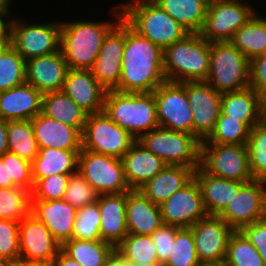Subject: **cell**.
<instances>
[{"label": "cell", "instance_id": "1", "mask_svg": "<svg viewBox=\"0 0 266 266\" xmlns=\"http://www.w3.org/2000/svg\"><path fill=\"white\" fill-rule=\"evenodd\" d=\"M164 50L141 36L125 22V46L121 79L114 90L120 92H153L165 83Z\"/></svg>", "mask_w": 266, "mask_h": 266}, {"label": "cell", "instance_id": "2", "mask_svg": "<svg viewBox=\"0 0 266 266\" xmlns=\"http://www.w3.org/2000/svg\"><path fill=\"white\" fill-rule=\"evenodd\" d=\"M112 7L116 21L61 22L60 50L69 69L91 70L106 34L122 18L120 5ZM117 17V18H116Z\"/></svg>", "mask_w": 266, "mask_h": 266}, {"label": "cell", "instance_id": "3", "mask_svg": "<svg viewBox=\"0 0 266 266\" xmlns=\"http://www.w3.org/2000/svg\"><path fill=\"white\" fill-rule=\"evenodd\" d=\"M103 111L136 140L159 126L154 92L107 90Z\"/></svg>", "mask_w": 266, "mask_h": 266}, {"label": "cell", "instance_id": "4", "mask_svg": "<svg viewBox=\"0 0 266 266\" xmlns=\"http://www.w3.org/2000/svg\"><path fill=\"white\" fill-rule=\"evenodd\" d=\"M210 68V42L200 33H188L166 47L163 69L169 82L206 81Z\"/></svg>", "mask_w": 266, "mask_h": 266}, {"label": "cell", "instance_id": "5", "mask_svg": "<svg viewBox=\"0 0 266 266\" xmlns=\"http://www.w3.org/2000/svg\"><path fill=\"white\" fill-rule=\"evenodd\" d=\"M119 5L122 19L163 50L189 33L153 0H131Z\"/></svg>", "mask_w": 266, "mask_h": 266}, {"label": "cell", "instance_id": "6", "mask_svg": "<svg viewBox=\"0 0 266 266\" xmlns=\"http://www.w3.org/2000/svg\"><path fill=\"white\" fill-rule=\"evenodd\" d=\"M206 82L220 94L248 88L250 61L230 41L211 42Z\"/></svg>", "mask_w": 266, "mask_h": 266}, {"label": "cell", "instance_id": "7", "mask_svg": "<svg viewBox=\"0 0 266 266\" xmlns=\"http://www.w3.org/2000/svg\"><path fill=\"white\" fill-rule=\"evenodd\" d=\"M138 141L167 165H182L194 170L200 166L201 142L193 134L158 126Z\"/></svg>", "mask_w": 266, "mask_h": 266}, {"label": "cell", "instance_id": "8", "mask_svg": "<svg viewBox=\"0 0 266 266\" xmlns=\"http://www.w3.org/2000/svg\"><path fill=\"white\" fill-rule=\"evenodd\" d=\"M81 137L83 150L120 159L136 141L104 111L88 114Z\"/></svg>", "mask_w": 266, "mask_h": 266}, {"label": "cell", "instance_id": "9", "mask_svg": "<svg viewBox=\"0 0 266 266\" xmlns=\"http://www.w3.org/2000/svg\"><path fill=\"white\" fill-rule=\"evenodd\" d=\"M200 167L210 175L228 180H254L247 145L200 144Z\"/></svg>", "mask_w": 266, "mask_h": 266}, {"label": "cell", "instance_id": "10", "mask_svg": "<svg viewBox=\"0 0 266 266\" xmlns=\"http://www.w3.org/2000/svg\"><path fill=\"white\" fill-rule=\"evenodd\" d=\"M257 11L243 0H209L201 36L208 42L230 41Z\"/></svg>", "mask_w": 266, "mask_h": 266}, {"label": "cell", "instance_id": "11", "mask_svg": "<svg viewBox=\"0 0 266 266\" xmlns=\"http://www.w3.org/2000/svg\"><path fill=\"white\" fill-rule=\"evenodd\" d=\"M60 22L27 24L12 18L10 44L25 60L56 53L60 50Z\"/></svg>", "mask_w": 266, "mask_h": 266}, {"label": "cell", "instance_id": "12", "mask_svg": "<svg viewBox=\"0 0 266 266\" xmlns=\"http://www.w3.org/2000/svg\"><path fill=\"white\" fill-rule=\"evenodd\" d=\"M78 172L98 195L131 191L120 158L81 149Z\"/></svg>", "mask_w": 266, "mask_h": 266}, {"label": "cell", "instance_id": "13", "mask_svg": "<svg viewBox=\"0 0 266 266\" xmlns=\"http://www.w3.org/2000/svg\"><path fill=\"white\" fill-rule=\"evenodd\" d=\"M153 92L158 125L193 134V114L186 94V82L166 81Z\"/></svg>", "mask_w": 266, "mask_h": 266}, {"label": "cell", "instance_id": "14", "mask_svg": "<svg viewBox=\"0 0 266 266\" xmlns=\"http://www.w3.org/2000/svg\"><path fill=\"white\" fill-rule=\"evenodd\" d=\"M19 249L20 260L33 265H50L61 250V244L29 213L19 223Z\"/></svg>", "mask_w": 266, "mask_h": 266}, {"label": "cell", "instance_id": "15", "mask_svg": "<svg viewBox=\"0 0 266 266\" xmlns=\"http://www.w3.org/2000/svg\"><path fill=\"white\" fill-rule=\"evenodd\" d=\"M234 231L266 218V181L245 183L219 215Z\"/></svg>", "mask_w": 266, "mask_h": 266}, {"label": "cell", "instance_id": "16", "mask_svg": "<svg viewBox=\"0 0 266 266\" xmlns=\"http://www.w3.org/2000/svg\"><path fill=\"white\" fill-rule=\"evenodd\" d=\"M186 94L193 114V135L202 142L214 131L222 94L206 81L186 82Z\"/></svg>", "mask_w": 266, "mask_h": 266}, {"label": "cell", "instance_id": "17", "mask_svg": "<svg viewBox=\"0 0 266 266\" xmlns=\"http://www.w3.org/2000/svg\"><path fill=\"white\" fill-rule=\"evenodd\" d=\"M201 264L224 262L234 230L219 216L208 215L190 227Z\"/></svg>", "mask_w": 266, "mask_h": 266}, {"label": "cell", "instance_id": "18", "mask_svg": "<svg viewBox=\"0 0 266 266\" xmlns=\"http://www.w3.org/2000/svg\"><path fill=\"white\" fill-rule=\"evenodd\" d=\"M159 207L164 224L180 228H190L208 216L199 186L194 178Z\"/></svg>", "mask_w": 266, "mask_h": 266}, {"label": "cell", "instance_id": "19", "mask_svg": "<svg viewBox=\"0 0 266 266\" xmlns=\"http://www.w3.org/2000/svg\"><path fill=\"white\" fill-rule=\"evenodd\" d=\"M124 46L125 21L121 18L106 34L91 68L95 78L107 90L114 89L120 82Z\"/></svg>", "mask_w": 266, "mask_h": 266}, {"label": "cell", "instance_id": "20", "mask_svg": "<svg viewBox=\"0 0 266 266\" xmlns=\"http://www.w3.org/2000/svg\"><path fill=\"white\" fill-rule=\"evenodd\" d=\"M69 66L59 50L56 53L34 57L26 61V83L42 94L61 91Z\"/></svg>", "mask_w": 266, "mask_h": 266}, {"label": "cell", "instance_id": "21", "mask_svg": "<svg viewBox=\"0 0 266 266\" xmlns=\"http://www.w3.org/2000/svg\"><path fill=\"white\" fill-rule=\"evenodd\" d=\"M30 213L40 220L62 245L72 239L77 209L60 200H30Z\"/></svg>", "mask_w": 266, "mask_h": 266}, {"label": "cell", "instance_id": "22", "mask_svg": "<svg viewBox=\"0 0 266 266\" xmlns=\"http://www.w3.org/2000/svg\"><path fill=\"white\" fill-rule=\"evenodd\" d=\"M62 91L88 114L104 109L105 89L91 70L69 69Z\"/></svg>", "mask_w": 266, "mask_h": 266}, {"label": "cell", "instance_id": "23", "mask_svg": "<svg viewBox=\"0 0 266 266\" xmlns=\"http://www.w3.org/2000/svg\"><path fill=\"white\" fill-rule=\"evenodd\" d=\"M193 178L199 186L205 210L211 216H219L247 183L210 175L200 166L194 170Z\"/></svg>", "mask_w": 266, "mask_h": 266}, {"label": "cell", "instance_id": "24", "mask_svg": "<svg viewBox=\"0 0 266 266\" xmlns=\"http://www.w3.org/2000/svg\"><path fill=\"white\" fill-rule=\"evenodd\" d=\"M43 94L30 84L0 92V119L32 120L42 111Z\"/></svg>", "mask_w": 266, "mask_h": 266}, {"label": "cell", "instance_id": "25", "mask_svg": "<svg viewBox=\"0 0 266 266\" xmlns=\"http://www.w3.org/2000/svg\"><path fill=\"white\" fill-rule=\"evenodd\" d=\"M101 240L115 248L128 235L126 224V192L98 195Z\"/></svg>", "mask_w": 266, "mask_h": 266}, {"label": "cell", "instance_id": "26", "mask_svg": "<svg viewBox=\"0 0 266 266\" xmlns=\"http://www.w3.org/2000/svg\"><path fill=\"white\" fill-rule=\"evenodd\" d=\"M121 160L131 190L140 189L167 166L161 158L147 150L138 140L131 145Z\"/></svg>", "mask_w": 266, "mask_h": 266}, {"label": "cell", "instance_id": "27", "mask_svg": "<svg viewBox=\"0 0 266 266\" xmlns=\"http://www.w3.org/2000/svg\"><path fill=\"white\" fill-rule=\"evenodd\" d=\"M39 148L81 150V133L74 127L39 113L31 120Z\"/></svg>", "mask_w": 266, "mask_h": 266}, {"label": "cell", "instance_id": "28", "mask_svg": "<svg viewBox=\"0 0 266 266\" xmlns=\"http://www.w3.org/2000/svg\"><path fill=\"white\" fill-rule=\"evenodd\" d=\"M126 224L128 234L151 235L164 224L159 205L138 190L126 192Z\"/></svg>", "mask_w": 266, "mask_h": 266}, {"label": "cell", "instance_id": "29", "mask_svg": "<svg viewBox=\"0 0 266 266\" xmlns=\"http://www.w3.org/2000/svg\"><path fill=\"white\" fill-rule=\"evenodd\" d=\"M194 169L182 165H167L155 177L146 182L138 191L154 204L160 205L176 191L193 179Z\"/></svg>", "mask_w": 266, "mask_h": 266}, {"label": "cell", "instance_id": "30", "mask_svg": "<svg viewBox=\"0 0 266 266\" xmlns=\"http://www.w3.org/2000/svg\"><path fill=\"white\" fill-rule=\"evenodd\" d=\"M220 113L239 119L251 130L260 123L261 96L251 87L224 93L221 96Z\"/></svg>", "mask_w": 266, "mask_h": 266}, {"label": "cell", "instance_id": "31", "mask_svg": "<svg viewBox=\"0 0 266 266\" xmlns=\"http://www.w3.org/2000/svg\"><path fill=\"white\" fill-rule=\"evenodd\" d=\"M81 150H62L57 148H39L32 162V178L43 179L49 176L71 175L78 171Z\"/></svg>", "mask_w": 266, "mask_h": 266}, {"label": "cell", "instance_id": "32", "mask_svg": "<svg viewBox=\"0 0 266 266\" xmlns=\"http://www.w3.org/2000/svg\"><path fill=\"white\" fill-rule=\"evenodd\" d=\"M41 113L76 128L81 134L88 116V113L62 90L43 94Z\"/></svg>", "mask_w": 266, "mask_h": 266}, {"label": "cell", "instance_id": "33", "mask_svg": "<svg viewBox=\"0 0 266 266\" xmlns=\"http://www.w3.org/2000/svg\"><path fill=\"white\" fill-rule=\"evenodd\" d=\"M189 33H200L209 0H153Z\"/></svg>", "mask_w": 266, "mask_h": 266}, {"label": "cell", "instance_id": "34", "mask_svg": "<svg viewBox=\"0 0 266 266\" xmlns=\"http://www.w3.org/2000/svg\"><path fill=\"white\" fill-rule=\"evenodd\" d=\"M230 42L251 61L266 52V17L256 13L240 27Z\"/></svg>", "mask_w": 266, "mask_h": 266}, {"label": "cell", "instance_id": "35", "mask_svg": "<svg viewBox=\"0 0 266 266\" xmlns=\"http://www.w3.org/2000/svg\"><path fill=\"white\" fill-rule=\"evenodd\" d=\"M61 250L81 266H104L115 247L102 240L72 238L61 245Z\"/></svg>", "mask_w": 266, "mask_h": 266}, {"label": "cell", "instance_id": "36", "mask_svg": "<svg viewBox=\"0 0 266 266\" xmlns=\"http://www.w3.org/2000/svg\"><path fill=\"white\" fill-rule=\"evenodd\" d=\"M8 152L29 162L38 155L39 147L31 120L7 121Z\"/></svg>", "mask_w": 266, "mask_h": 266}, {"label": "cell", "instance_id": "37", "mask_svg": "<svg viewBox=\"0 0 266 266\" xmlns=\"http://www.w3.org/2000/svg\"><path fill=\"white\" fill-rule=\"evenodd\" d=\"M224 264L226 266H265L257 249L241 231H234L231 234Z\"/></svg>", "mask_w": 266, "mask_h": 266}, {"label": "cell", "instance_id": "38", "mask_svg": "<svg viewBox=\"0 0 266 266\" xmlns=\"http://www.w3.org/2000/svg\"><path fill=\"white\" fill-rule=\"evenodd\" d=\"M250 129L239 119L219 114L214 131L201 144L247 145Z\"/></svg>", "mask_w": 266, "mask_h": 266}, {"label": "cell", "instance_id": "39", "mask_svg": "<svg viewBox=\"0 0 266 266\" xmlns=\"http://www.w3.org/2000/svg\"><path fill=\"white\" fill-rule=\"evenodd\" d=\"M128 262L159 263L150 235L128 234L115 248Z\"/></svg>", "mask_w": 266, "mask_h": 266}, {"label": "cell", "instance_id": "40", "mask_svg": "<svg viewBox=\"0 0 266 266\" xmlns=\"http://www.w3.org/2000/svg\"><path fill=\"white\" fill-rule=\"evenodd\" d=\"M26 61L11 44L0 55V92L26 83Z\"/></svg>", "mask_w": 266, "mask_h": 266}, {"label": "cell", "instance_id": "41", "mask_svg": "<svg viewBox=\"0 0 266 266\" xmlns=\"http://www.w3.org/2000/svg\"><path fill=\"white\" fill-rule=\"evenodd\" d=\"M29 191L22 187L0 188V219L20 222L30 213Z\"/></svg>", "mask_w": 266, "mask_h": 266}, {"label": "cell", "instance_id": "42", "mask_svg": "<svg viewBox=\"0 0 266 266\" xmlns=\"http://www.w3.org/2000/svg\"><path fill=\"white\" fill-rule=\"evenodd\" d=\"M247 148L253 179L266 181V126L261 122L250 130Z\"/></svg>", "mask_w": 266, "mask_h": 266}, {"label": "cell", "instance_id": "43", "mask_svg": "<svg viewBox=\"0 0 266 266\" xmlns=\"http://www.w3.org/2000/svg\"><path fill=\"white\" fill-rule=\"evenodd\" d=\"M193 233L190 228H180L176 232L169 258L163 266H200Z\"/></svg>", "mask_w": 266, "mask_h": 266}, {"label": "cell", "instance_id": "44", "mask_svg": "<svg viewBox=\"0 0 266 266\" xmlns=\"http://www.w3.org/2000/svg\"><path fill=\"white\" fill-rule=\"evenodd\" d=\"M100 209L98 203L77 209L72 238L78 240H101Z\"/></svg>", "mask_w": 266, "mask_h": 266}, {"label": "cell", "instance_id": "45", "mask_svg": "<svg viewBox=\"0 0 266 266\" xmlns=\"http://www.w3.org/2000/svg\"><path fill=\"white\" fill-rule=\"evenodd\" d=\"M98 194L77 171L70 175L63 200L76 209L97 202Z\"/></svg>", "mask_w": 266, "mask_h": 266}, {"label": "cell", "instance_id": "46", "mask_svg": "<svg viewBox=\"0 0 266 266\" xmlns=\"http://www.w3.org/2000/svg\"><path fill=\"white\" fill-rule=\"evenodd\" d=\"M70 175L58 174L43 179H33L34 187L30 200H60L64 198Z\"/></svg>", "mask_w": 266, "mask_h": 266}, {"label": "cell", "instance_id": "47", "mask_svg": "<svg viewBox=\"0 0 266 266\" xmlns=\"http://www.w3.org/2000/svg\"><path fill=\"white\" fill-rule=\"evenodd\" d=\"M19 223L10 219H0V255L10 261L20 260Z\"/></svg>", "mask_w": 266, "mask_h": 266}, {"label": "cell", "instance_id": "48", "mask_svg": "<svg viewBox=\"0 0 266 266\" xmlns=\"http://www.w3.org/2000/svg\"><path fill=\"white\" fill-rule=\"evenodd\" d=\"M8 171L9 179H11L17 187H22L30 193L32 192L34 181L32 178L31 162L8 152Z\"/></svg>", "mask_w": 266, "mask_h": 266}, {"label": "cell", "instance_id": "49", "mask_svg": "<svg viewBox=\"0 0 266 266\" xmlns=\"http://www.w3.org/2000/svg\"><path fill=\"white\" fill-rule=\"evenodd\" d=\"M180 227L163 224L156 229L150 236L156 245L159 265L163 266L170 256L172 243H174L176 232Z\"/></svg>", "mask_w": 266, "mask_h": 266}, {"label": "cell", "instance_id": "50", "mask_svg": "<svg viewBox=\"0 0 266 266\" xmlns=\"http://www.w3.org/2000/svg\"><path fill=\"white\" fill-rule=\"evenodd\" d=\"M240 231L257 249L266 266V218L249 224Z\"/></svg>", "mask_w": 266, "mask_h": 266}, {"label": "cell", "instance_id": "51", "mask_svg": "<svg viewBox=\"0 0 266 266\" xmlns=\"http://www.w3.org/2000/svg\"><path fill=\"white\" fill-rule=\"evenodd\" d=\"M260 96L266 94V52L250 61V85Z\"/></svg>", "mask_w": 266, "mask_h": 266}, {"label": "cell", "instance_id": "52", "mask_svg": "<svg viewBox=\"0 0 266 266\" xmlns=\"http://www.w3.org/2000/svg\"><path fill=\"white\" fill-rule=\"evenodd\" d=\"M17 187L11 179H9L8 171V152L0 157V188Z\"/></svg>", "mask_w": 266, "mask_h": 266}, {"label": "cell", "instance_id": "53", "mask_svg": "<svg viewBox=\"0 0 266 266\" xmlns=\"http://www.w3.org/2000/svg\"><path fill=\"white\" fill-rule=\"evenodd\" d=\"M52 266H81L77 261L60 250L53 260Z\"/></svg>", "mask_w": 266, "mask_h": 266}, {"label": "cell", "instance_id": "54", "mask_svg": "<svg viewBox=\"0 0 266 266\" xmlns=\"http://www.w3.org/2000/svg\"><path fill=\"white\" fill-rule=\"evenodd\" d=\"M104 266H130V263L115 249L107 258Z\"/></svg>", "mask_w": 266, "mask_h": 266}, {"label": "cell", "instance_id": "55", "mask_svg": "<svg viewBox=\"0 0 266 266\" xmlns=\"http://www.w3.org/2000/svg\"><path fill=\"white\" fill-rule=\"evenodd\" d=\"M8 152L7 121L0 119V157Z\"/></svg>", "mask_w": 266, "mask_h": 266}, {"label": "cell", "instance_id": "56", "mask_svg": "<svg viewBox=\"0 0 266 266\" xmlns=\"http://www.w3.org/2000/svg\"><path fill=\"white\" fill-rule=\"evenodd\" d=\"M6 19V20H4ZM12 19L0 17V42H10V23Z\"/></svg>", "mask_w": 266, "mask_h": 266}, {"label": "cell", "instance_id": "57", "mask_svg": "<svg viewBox=\"0 0 266 266\" xmlns=\"http://www.w3.org/2000/svg\"><path fill=\"white\" fill-rule=\"evenodd\" d=\"M11 0H0V17H7L9 19L8 15H11L10 11L12 9H10L12 6L11 4Z\"/></svg>", "mask_w": 266, "mask_h": 266}, {"label": "cell", "instance_id": "58", "mask_svg": "<svg viewBox=\"0 0 266 266\" xmlns=\"http://www.w3.org/2000/svg\"><path fill=\"white\" fill-rule=\"evenodd\" d=\"M260 122L266 126V94L261 96Z\"/></svg>", "mask_w": 266, "mask_h": 266}, {"label": "cell", "instance_id": "59", "mask_svg": "<svg viewBox=\"0 0 266 266\" xmlns=\"http://www.w3.org/2000/svg\"><path fill=\"white\" fill-rule=\"evenodd\" d=\"M6 266H33V264H30L22 260H17V261H10Z\"/></svg>", "mask_w": 266, "mask_h": 266}, {"label": "cell", "instance_id": "60", "mask_svg": "<svg viewBox=\"0 0 266 266\" xmlns=\"http://www.w3.org/2000/svg\"><path fill=\"white\" fill-rule=\"evenodd\" d=\"M130 266H160L159 263H139V262H129Z\"/></svg>", "mask_w": 266, "mask_h": 266}, {"label": "cell", "instance_id": "61", "mask_svg": "<svg viewBox=\"0 0 266 266\" xmlns=\"http://www.w3.org/2000/svg\"><path fill=\"white\" fill-rule=\"evenodd\" d=\"M10 45V42H0V55Z\"/></svg>", "mask_w": 266, "mask_h": 266}, {"label": "cell", "instance_id": "62", "mask_svg": "<svg viewBox=\"0 0 266 266\" xmlns=\"http://www.w3.org/2000/svg\"><path fill=\"white\" fill-rule=\"evenodd\" d=\"M10 260H8L6 257L0 255V266H6Z\"/></svg>", "mask_w": 266, "mask_h": 266}, {"label": "cell", "instance_id": "63", "mask_svg": "<svg viewBox=\"0 0 266 266\" xmlns=\"http://www.w3.org/2000/svg\"><path fill=\"white\" fill-rule=\"evenodd\" d=\"M200 266H226L224 262L221 263H210V264H201Z\"/></svg>", "mask_w": 266, "mask_h": 266}, {"label": "cell", "instance_id": "64", "mask_svg": "<svg viewBox=\"0 0 266 266\" xmlns=\"http://www.w3.org/2000/svg\"><path fill=\"white\" fill-rule=\"evenodd\" d=\"M33 266H52V265L50 264V265H33Z\"/></svg>", "mask_w": 266, "mask_h": 266}]
</instances>
